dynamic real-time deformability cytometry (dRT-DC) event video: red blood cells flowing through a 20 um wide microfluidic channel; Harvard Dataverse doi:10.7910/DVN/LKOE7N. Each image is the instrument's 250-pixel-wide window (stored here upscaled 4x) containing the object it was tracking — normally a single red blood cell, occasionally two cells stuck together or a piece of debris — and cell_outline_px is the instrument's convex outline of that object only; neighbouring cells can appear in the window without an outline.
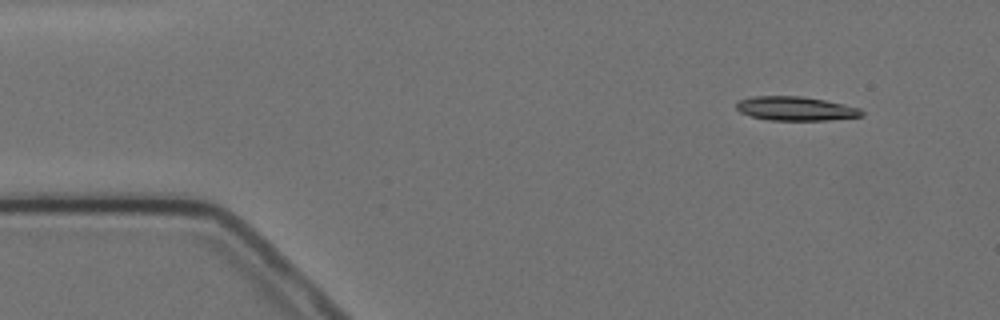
{"species": "Egyptian fruit bat (a non-hibernating species)", "species_latin": "Rousettus aegyptiacus", "temperature_condition": "cold", "stored_images_in_passage": 3, "camera_frame_rate_fps": 3000, "um_per_image_px": 0.085, "animal": {"sex": "female"}, "frame": {"image": 1, "passage_image": 1, "time_ms": 0.0, "image_size_px": [1000, 320], "cell_outline_px": [[864, 116], [828, 120], [768, 120], [752, 116], [740, 112], [736, 108], [736, 100], [752, 96], [800, 96], [824, 100], [844, 104], [860, 108], [864, 112]], "centroid_in_image_um": [67.62, 9.22], "position_along_channel_um": 17.4, "area_um2": 17.63}}
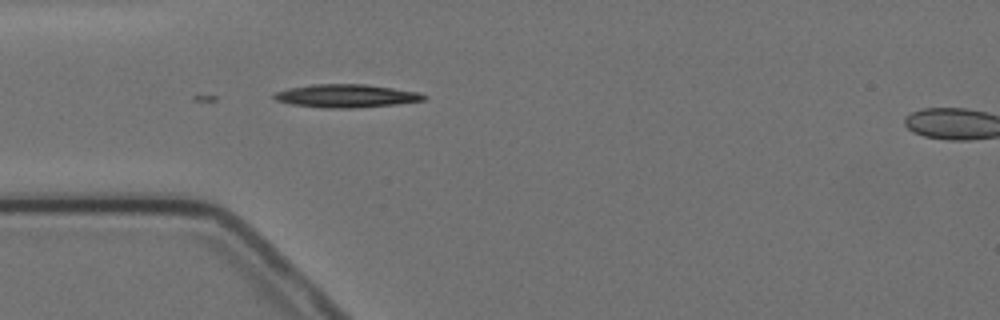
{"frame": {"image": 2, "passage_image": 3, "time_ms": 3.333, "image_size_px": [1000, 320], "cell_outline_px": [[428, 96], [424, 100], [396, 104], [356, 108], [320, 108], [288, 104], [276, 100], [272, 96], [276, 92], [288, 88], [312, 84], [364, 84], [420, 92]], "centroid_in_image_um": [29.4, 8.16], "position_along_channel_um": 55.6, "area_um2": 20.35}}